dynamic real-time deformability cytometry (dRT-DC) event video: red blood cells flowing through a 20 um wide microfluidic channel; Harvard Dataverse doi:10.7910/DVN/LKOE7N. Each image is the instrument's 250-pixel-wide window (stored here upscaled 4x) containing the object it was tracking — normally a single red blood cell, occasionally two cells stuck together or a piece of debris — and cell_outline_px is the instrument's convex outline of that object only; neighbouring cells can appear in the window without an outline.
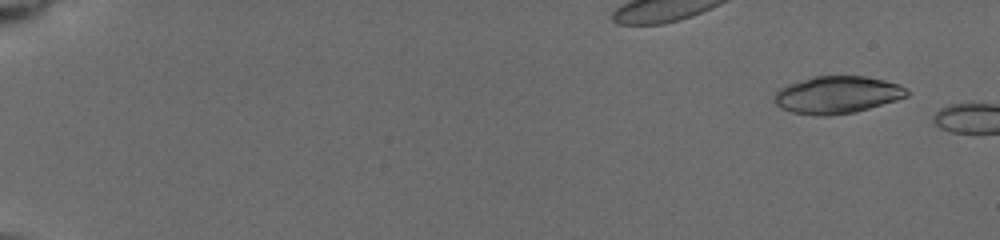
{"species": "common noctule bat (a hibernating species)", "species_latin": "Nyctalus noctula", "temperature_condition": "cold", "stored_images_in_passage": 8, "camera_frame_rate_fps": 3000, "um_per_image_px": 0.085, "animal": {"sex": "female", "body_mass_g": 19.5, "forearm_length_mm": 54.1}, "frame": {"image": 1, "passage_image": 5, "time_ms": 1.0, "image_size_px": [1000, 240], "cell_outline_px": [[908, 96], [896, 100], [856, 112], [828, 116], [792, 112], [776, 104], [772, 100], [776, 92], [780, 88], [788, 84], [812, 76], [864, 76], [884, 80], [900, 84], [908, 92]], "centroid_in_image_um": [71.15, 8.05], "position_along_channel_um": 13.8, "area_um2": 28.67}}